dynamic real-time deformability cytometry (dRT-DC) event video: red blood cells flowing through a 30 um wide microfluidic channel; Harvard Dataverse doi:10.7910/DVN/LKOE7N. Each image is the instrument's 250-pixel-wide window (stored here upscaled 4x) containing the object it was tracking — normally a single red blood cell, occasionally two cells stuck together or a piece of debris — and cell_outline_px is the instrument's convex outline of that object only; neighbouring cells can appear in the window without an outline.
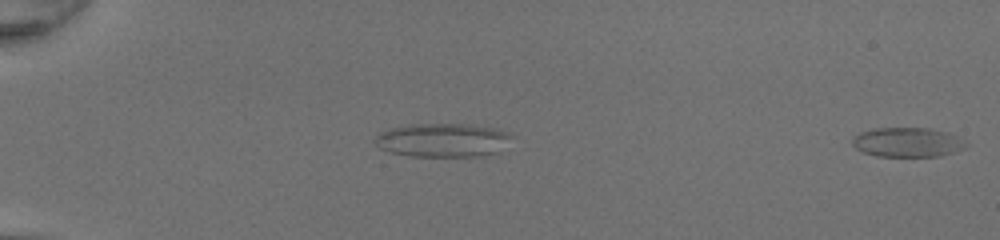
{"species": "common noctule bat (a hibernating species)", "species_latin": "Nyctalus noctula", "temperature_condition": "room temperature", "stored_images_in_passage": 16, "segment_of_instrument_passage": [2, 2], "camera_frame_rate_fps": 3000, "um_per_image_px": 0.085, "animal": {"sex": "female", "body_mass_g": 20.0, "forearm_length_mm": 54.0}, "frame": {"image": 1, "passage_image": 16, "time_ms": 5.0, "image_size_px": [1000, 240], "cell_outline_px": [[968, 148], [956, 152], [940, 156], [876, 156], [864, 152], [856, 148], [852, 144], [852, 136], [860, 132], [876, 128], [928, 128], [948, 132], [956, 136], [968, 144]], "centroid_in_image_um": [77.15, 12.09], "position_along_channel_um": 7.8, "area_um2": 19.65}}